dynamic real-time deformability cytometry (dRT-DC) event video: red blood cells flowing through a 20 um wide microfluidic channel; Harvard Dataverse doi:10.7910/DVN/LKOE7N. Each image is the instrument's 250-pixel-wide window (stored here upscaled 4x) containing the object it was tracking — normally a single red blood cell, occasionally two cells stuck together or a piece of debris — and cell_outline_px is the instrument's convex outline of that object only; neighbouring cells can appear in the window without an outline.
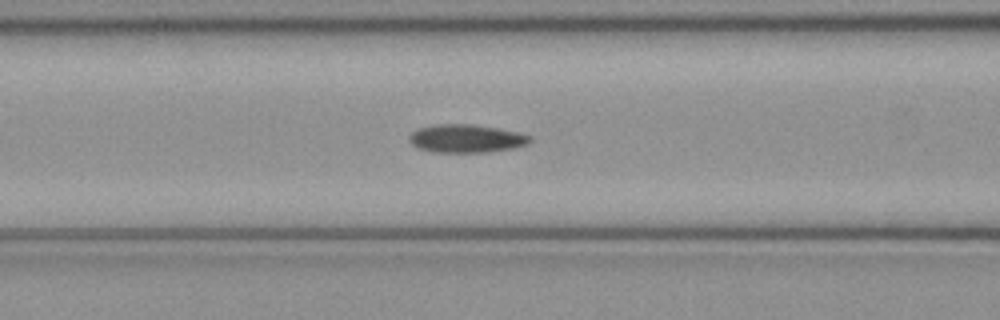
{"species": "common noctule bat (a hibernating species)", "species_latin": "Nyctalus noctula", "temperature_condition": "cold", "stored_images_in_passage": 44, "segment_of_instrument_passage": [1, 2], "camera_frame_rate_fps": 3000, "um_per_image_px": 0.085, "animal": {"sex": "female", "body_mass_g": 21.9}, "frame": {"image": 1, "passage_image": 13, "time_ms": 4.0, "image_size_px": [1000, 320], "cell_outline_px": [[532, 140], [528, 144], [512, 148], [488, 152], [432, 152], [420, 148], [412, 144], [408, 140], [408, 136], [412, 132], [420, 128], [436, 124], [472, 124], [496, 128], [516, 132], [532, 136]], "centroid_in_image_um": [39.63, 11.77], "position_along_channel_um": 127.0, "area_um2": 19.71}}
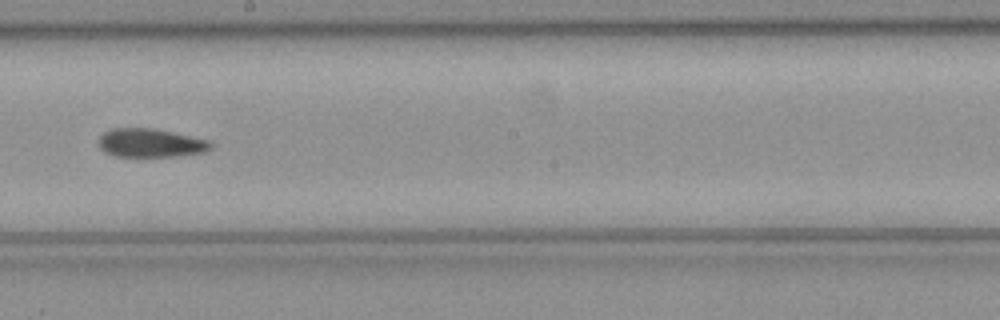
{"frame": {"image": 2, "passage_image": 21, "time_ms": 6.667, "image_size_px": [1000, 320], "cell_outline_px": [[212, 148], [204, 152], [176, 156], [112, 156], [104, 152], [100, 148], [100, 136], [104, 132], [112, 128], [156, 128], [208, 140], [212, 144]], "centroid_in_image_um": [12.79, 12.14], "position_along_channel_um": 235.4, "area_um2": 18.67}}
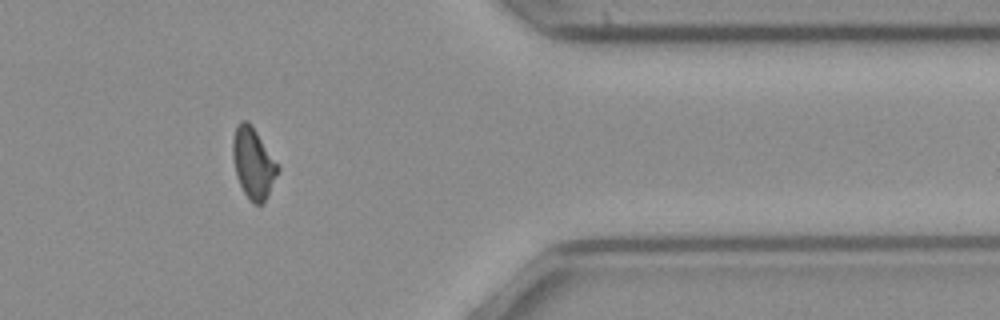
{"frame": {"image": 3, "passage_image": 34, "time_ms": 11.0, "image_size_px": [1000, 320], "cell_outline_px": [[280, 168], [268, 196], [264, 204], [256, 204], [248, 200], [236, 176], [232, 156], [232, 140], [236, 128], [240, 120], [248, 120], [252, 124]], "centroid_in_image_um": [21.52, 13.87], "position_along_channel_um": 389.9, "area_um2": 18.67}}